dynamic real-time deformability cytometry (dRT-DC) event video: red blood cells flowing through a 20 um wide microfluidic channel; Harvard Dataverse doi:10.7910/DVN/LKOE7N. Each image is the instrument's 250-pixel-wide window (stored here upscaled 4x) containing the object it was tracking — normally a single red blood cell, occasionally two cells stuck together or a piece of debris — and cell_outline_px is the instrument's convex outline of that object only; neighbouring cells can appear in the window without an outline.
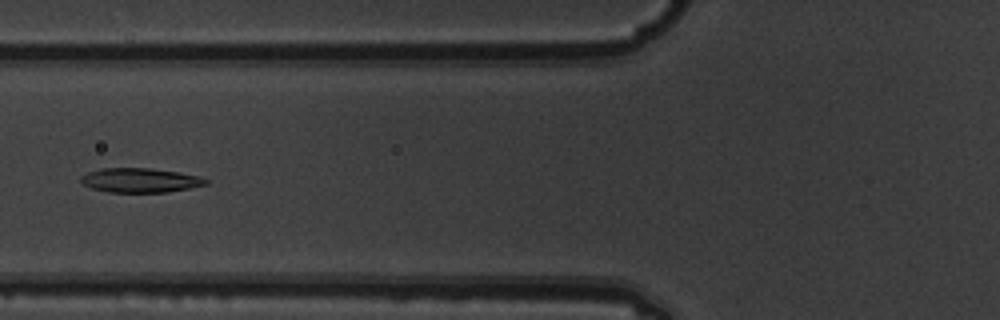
{"species": "common noctule bat (a hibernating species)", "species_latin": "Nyctalus noctula", "temperature_condition": "warm", "stored_images_in_passage": 9, "camera_frame_rate_fps": 3000, "um_per_image_px": 0.085, "animal": {"sex": "male", "body_mass_g": 19.5, "forearm_length_mm": 54.6}, "frame": {"image": 1, "passage_image": 6, "time_ms": 1.667, "image_size_px": [1000, 320], "cell_outline_px": [[208, 184], [168, 192], [108, 192], [92, 188], [84, 184], [80, 180], [80, 176], [88, 172], [100, 168], [152, 168], [180, 172], [200, 176], [208, 180]], "centroid_in_image_um": [11.92, 15.31], "position_along_channel_um": 113.9, "area_um2": 17.8}}
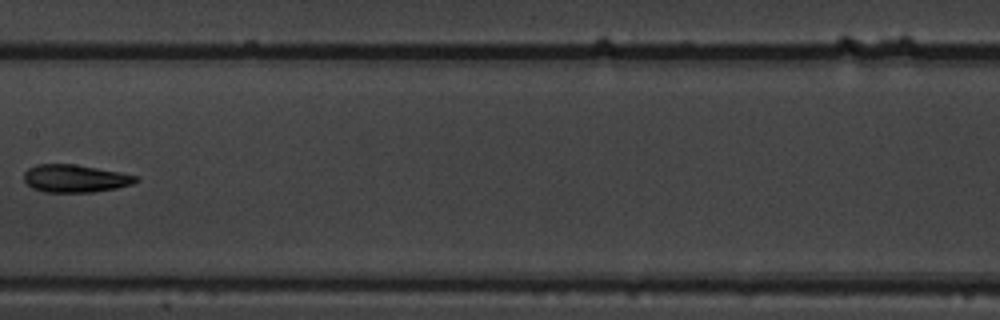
{"frame": {"image": 2, "passage_image": 8, "time_ms": 2.333, "image_size_px": [1000, 320], "cell_outline_px": [[140, 180], [132, 184], [116, 188], [92, 192], [44, 192], [32, 188], [24, 180], [24, 172], [28, 168], [36, 164], [76, 164], [120, 172], [136, 176]], "centroid_in_image_um": [6.37, 15.16], "position_along_channel_um": 201.0, "area_um2": 18.09}}
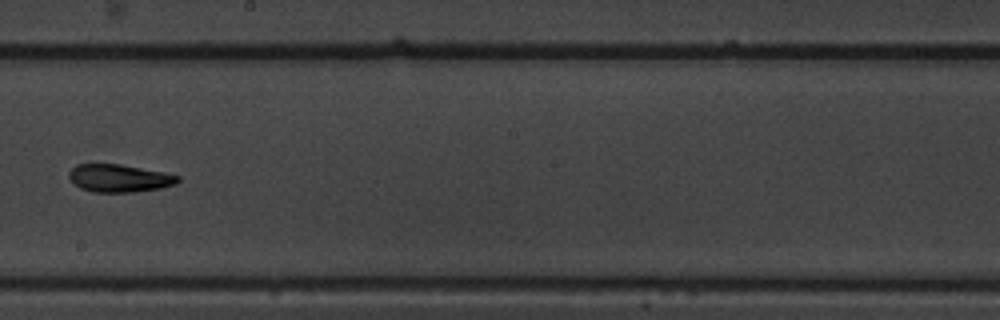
{"frame": {"image": 3, "passage_image": 9, "time_ms": 2.667, "image_size_px": [1000, 320], "cell_outline_px": [[180, 180], [176, 184], [160, 188], [136, 192], [92, 192], [80, 188], [72, 184], [68, 176], [68, 172], [76, 164], [120, 164], [164, 172], [180, 176]], "centroid_in_image_um": [10.11, 15.15], "position_along_channel_um": 238.1, "area_um2": 17.8}}